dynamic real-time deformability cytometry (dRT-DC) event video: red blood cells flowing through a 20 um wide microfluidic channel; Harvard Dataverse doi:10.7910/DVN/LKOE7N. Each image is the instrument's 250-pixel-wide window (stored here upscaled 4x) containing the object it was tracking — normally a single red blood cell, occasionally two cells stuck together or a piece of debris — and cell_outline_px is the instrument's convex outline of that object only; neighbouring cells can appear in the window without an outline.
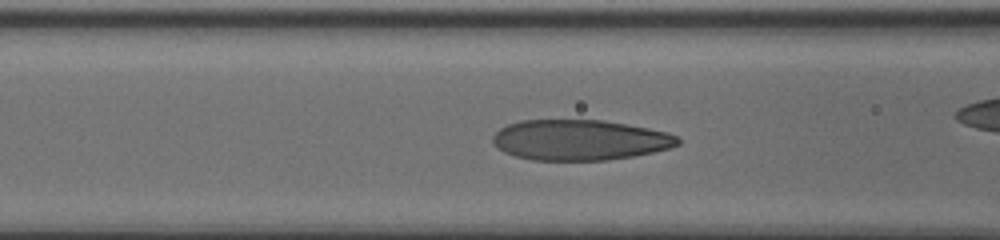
{"species": "human", "species_latin": "Homo sapiens", "temperature_condition": "cold", "stored_images_in_passage": 32, "camera_frame_rate_fps": 3000, "um_per_image_px": 0.085, "donor": {"sex": "male"}, "frame": {"image": 1, "passage_image": 10, "time_ms": 3.0, "image_size_px": [1000, 240], "cell_outline_px": [[680, 144], [668, 148], [652, 152], [632, 156], [608, 160], [532, 160], [516, 156], [504, 152], [492, 140], [492, 136], [500, 128], [508, 124], [520, 120], [604, 120], [648, 128], [668, 132], [676, 136], [680, 140]], "centroid_in_image_um": [49.28, 11.89], "position_along_channel_um": 117.3, "area_um2": 43.52}}
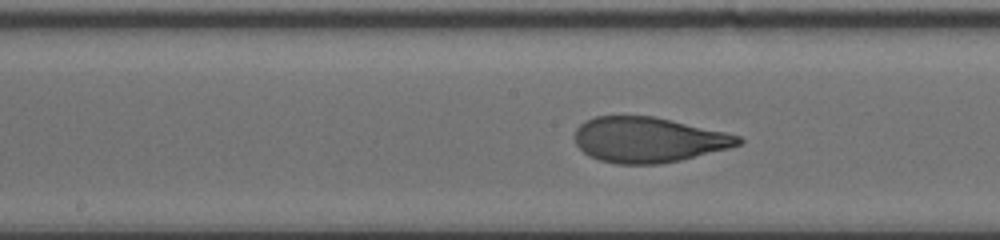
{"frame": {"image": 2, "passage_image": 16, "time_ms": 5.0, "image_size_px": [1000, 240], "cell_outline_px": [[744, 140], [740, 144], [728, 148], [680, 160], [660, 164], [616, 164], [600, 160], [588, 156], [576, 144], [576, 128], [584, 120], [596, 116], [656, 116], [724, 132], [740, 136]], "centroid_in_image_um": [55.09, 11.88], "position_along_channel_um": 193.1, "area_um2": 43.06}}
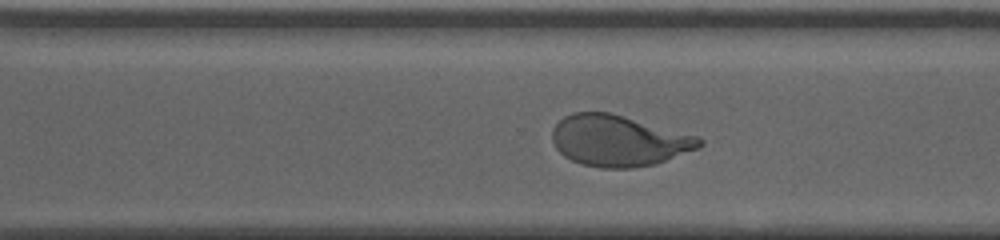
{"frame": {"image": 3, "passage_image": 26, "time_ms": 8.333, "image_size_px": [1000, 240], "cell_outline_px": [[704, 144], [700, 148], [656, 164], [632, 168], [600, 168], [580, 164], [564, 156], [556, 148], [552, 140], [552, 128], [564, 116], [572, 112], [608, 112], [700, 136], [704, 140]], "centroid_in_image_um": [52.61, 11.96], "position_along_channel_um": 318.0, "area_um2": 44.16}}